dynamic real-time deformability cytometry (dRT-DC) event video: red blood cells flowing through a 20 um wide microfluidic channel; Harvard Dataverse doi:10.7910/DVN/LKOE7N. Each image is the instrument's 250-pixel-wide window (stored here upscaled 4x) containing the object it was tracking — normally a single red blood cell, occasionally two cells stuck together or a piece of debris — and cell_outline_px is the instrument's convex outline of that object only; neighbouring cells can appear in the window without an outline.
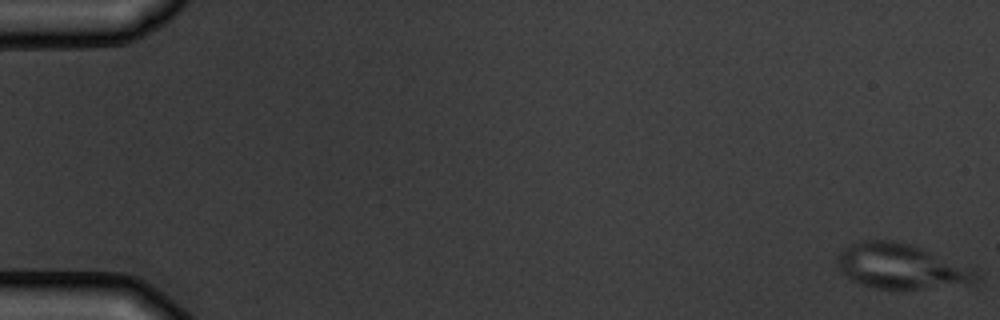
{"species": "common noctule bat (a hibernating species)", "species_latin": "Nyctalus noctula", "temperature_condition": "warm", "stored_images_in_passage": 9, "camera_frame_rate_fps": 3000, "um_per_image_px": 0.085, "animal": {"sex": "male", "body_mass_g": 19.5, "forearm_length_mm": 54.6}, "frame": {"image": 1, "passage_image": 1, "time_ms": 0.0, "image_size_px": [1000, 320], "cell_outline_px": [[980, 276], [972, 284], [920, 288], [876, 288], [852, 280], [840, 268], [836, 260], [836, 256], [848, 244], [864, 240], [896, 240], [912, 244], [976, 268]], "centroid_in_image_um": [76.65, 22.61], "position_along_channel_um": 8.4, "area_um2": 36.47}}